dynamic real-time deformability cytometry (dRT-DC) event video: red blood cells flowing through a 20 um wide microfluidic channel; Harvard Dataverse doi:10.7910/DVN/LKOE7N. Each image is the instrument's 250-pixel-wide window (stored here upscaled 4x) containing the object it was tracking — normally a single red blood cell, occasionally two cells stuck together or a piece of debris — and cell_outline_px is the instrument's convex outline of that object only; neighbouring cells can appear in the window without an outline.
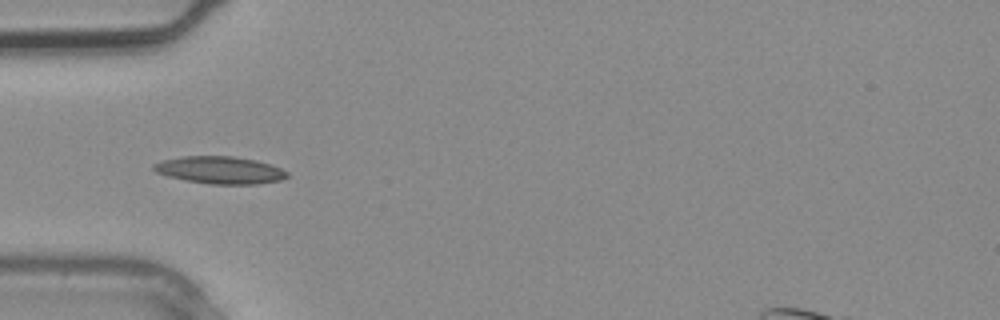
{"species": "common noctule bat (a hibernating species)", "species_latin": "Nyctalus noctula", "temperature_condition": "warm", "stored_images_in_passage": 2, "camera_frame_rate_fps": 3000, "um_per_image_px": 0.085, "animal": {"sex": "male", "body_mass_g": 20.4}, "frame": {"image": 1, "passage_image": 2, "time_ms": 0.333, "image_size_px": [1000, 320], "cell_outline_px": [[288, 176], [280, 180], [256, 184], [212, 184], [188, 180], [168, 176], [156, 172], [152, 168], [152, 164], [164, 160], [180, 156], [232, 156], [256, 160], [280, 168], [288, 172]], "centroid_in_image_um": [18.68, 14.45], "position_along_channel_um": 66.3, "area_um2": 21.04}}